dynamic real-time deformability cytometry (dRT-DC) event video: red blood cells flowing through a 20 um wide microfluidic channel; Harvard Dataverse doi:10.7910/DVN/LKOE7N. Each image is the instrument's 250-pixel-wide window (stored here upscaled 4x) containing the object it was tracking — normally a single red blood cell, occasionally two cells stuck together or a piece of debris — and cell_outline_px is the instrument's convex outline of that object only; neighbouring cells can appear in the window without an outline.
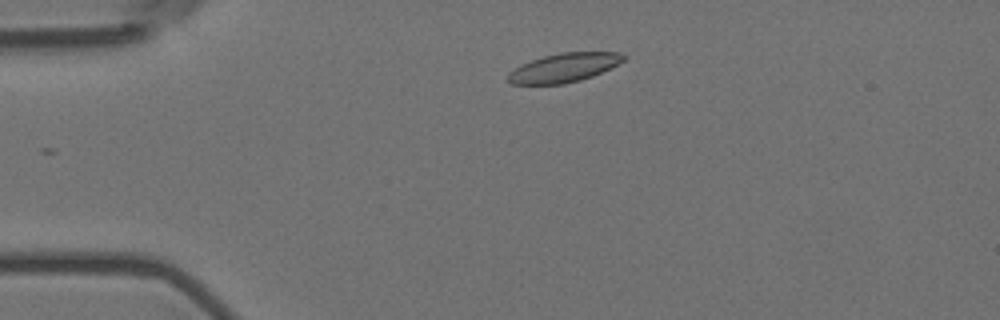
{"species": "Egyptian fruit bat (a non-hibernating species)", "species_latin": "Rousettus aegyptiacus", "temperature_condition": "room temperature", "stored_images_in_passage": 3, "camera_frame_rate_fps": 3000, "um_per_image_px": 0.085, "animal": {"sex": "female"}, "frame": {"image": 1, "passage_image": 2, "time_ms": 0.333, "image_size_px": [1000, 320], "cell_outline_px": [[628, 56], [624, 60], [592, 76], [580, 80], [564, 84], [512, 84], [508, 80], [508, 72], [520, 64], [544, 56], [560, 52], [620, 52]], "centroid_in_image_um": [47.91, 5.74], "position_along_channel_um": 37.1, "area_um2": 19.36}}